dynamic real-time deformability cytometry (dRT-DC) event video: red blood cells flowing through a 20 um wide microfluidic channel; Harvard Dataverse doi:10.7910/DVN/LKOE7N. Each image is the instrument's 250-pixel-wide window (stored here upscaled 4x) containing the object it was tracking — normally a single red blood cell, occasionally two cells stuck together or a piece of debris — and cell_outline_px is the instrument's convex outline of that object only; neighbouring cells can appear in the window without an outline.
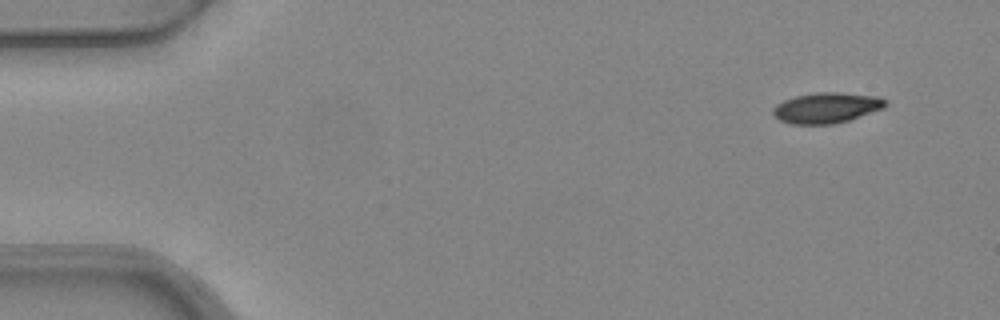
{"species": "common noctule bat (a hibernating species)", "species_latin": "Nyctalus noctula", "temperature_condition": "warm", "stored_images_in_passage": 3, "camera_frame_rate_fps": 3000, "um_per_image_px": 0.085, "animal": {"sex": "female", "body_mass_g": 24.6, "forearm_length_mm": 56.2}, "frame": {"image": 1, "passage_image": 1, "time_ms": 0.0, "image_size_px": [1000, 320], "cell_outline_px": [[888, 104], [884, 108], [848, 120], [832, 124], [792, 124], [780, 120], [772, 112], [772, 108], [776, 104], [784, 100], [796, 96], [816, 92], [840, 92], [880, 96], [888, 100]], "centroid_in_image_um": [70.29, 9.15], "position_along_channel_um": 14.7, "area_um2": 20.11}}